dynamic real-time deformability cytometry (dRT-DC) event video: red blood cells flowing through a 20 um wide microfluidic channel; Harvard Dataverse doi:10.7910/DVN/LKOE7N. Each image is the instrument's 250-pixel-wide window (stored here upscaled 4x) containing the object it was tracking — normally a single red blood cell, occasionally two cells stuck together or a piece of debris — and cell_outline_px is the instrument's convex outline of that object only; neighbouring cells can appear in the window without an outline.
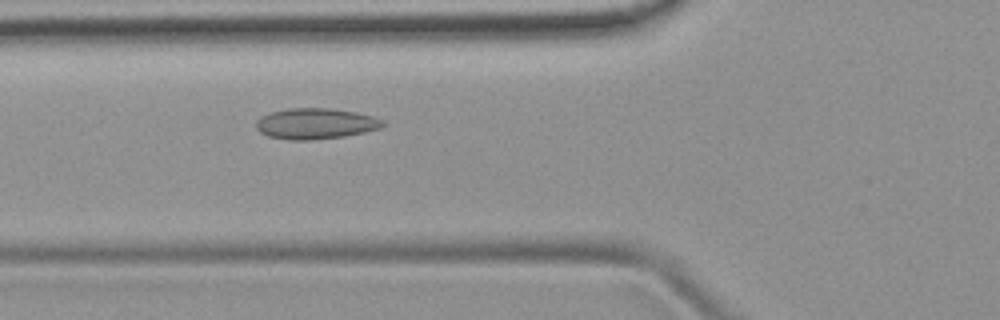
{"species": "common noctule bat (a hibernating species)", "species_latin": "Nyctalus noctula", "temperature_condition": "room temperature", "stored_images_in_passage": 5, "camera_frame_rate_fps": 3000, "um_per_image_px": 0.085, "animal": {"sex": "female", "body_mass_g": 19.9}, "frame": {"image": 1, "passage_image": 5, "time_ms": 4.333, "image_size_px": [1000, 320], "cell_outline_px": [[384, 124], [380, 128], [364, 132], [344, 136], [312, 140], [288, 140], [268, 136], [260, 132], [256, 128], [256, 120], [260, 116], [272, 112], [288, 108], [328, 108], [356, 112], [372, 116], [384, 120]], "centroid_in_image_um": [26.8, 10.51], "position_along_channel_um": 99.0, "area_um2": 22.77}}